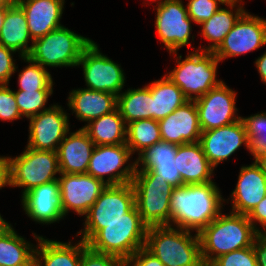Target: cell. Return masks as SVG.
Instances as JSON below:
<instances>
[{"instance_id": "1", "label": "cell", "mask_w": 266, "mask_h": 266, "mask_svg": "<svg viewBox=\"0 0 266 266\" xmlns=\"http://www.w3.org/2000/svg\"><path fill=\"white\" fill-rule=\"evenodd\" d=\"M216 182L174 188L170 199L172 226L199 233L221 212L223 202Z\"/></svg>"}, {"instance_id": "21", "label": "cell", "mask_w": 266, "mask_h": 266, "mask_svg": "<svg viewBox=\"0 0 266 266\" xmlns=\"http://www.w3.org/2000/svg\"><path fill=\"white\" fill-rule=\"evenodd\" d=\"M25 12L32 40L45 36L61 24L65 0H15Z\"/></svg>"}, {"instance_id": "38", "label": "cell", "mask_w": 266, "mask_h": 266, "mask_svg": "<svg viewBox=\"0 0 266 266\" xmlns=\"http://www.w3.org/2000/svg\"><path fill=\"white\" fill-rule=\"evenodd\" d=\"M209 266H258L253 247L238 249L216 258Z\"/></svg>"}, {"instance_id": "35", "label": "cell", "mask_w": 266, "mask_h": 266, "mask_svg": "<svg viewBox=\"0 0 266 266\" xmlns=\"http://www.w3.org/2000/svg\"><path fill=\"white\" fill-rule=\"evenodd\" d=\"M177 145L168 142H159L142 152L136 159V170H150L161 164H175L174 158Z\"/></svg>"}, {"instance_id": "4", "label": "cell", "mask_w": 266, "mask_h": 266, "mask_svg": "<svg viewBox=\"0 0 266 266\" xmlns=\"http://www.w3.org/2000/svg\"><path fill=\"white\" fill-rule=\"evenodd\" d=\"M147 229L134 205L126 217L105 224V228L100 229L86 244L96 252L111 254L126 262L145 246Z\"/></svg>"}, {"instance_id": "3", "label": "cell", "mask_w": 266, "mask_h": 266, "mask_svg": "<svg viewBox=\"0 0 266 266\" xmlns=\"http://www.w3.org/2000/svg\"><path fill=\"white\" fill-rule=\"evenodd\" d=\"M192 232L172 225L151 226L144 247L164 266H205L198 233Z\"/></svg>"}, {"instance_id": "50", "label": "cell", "mask_w": 266, "mask_h": 266, "mask_svg": "<svg viewBox=\"0 0 266 266\" xmlns=\"http://www.w3.org/2000/svg\"><path fill=\"white\" fill-rule=\"evenodd\" d=\"M15 0H0V9L9 7Z\"/></svg>"}, {"instance_id": "46", "label": "cell", "mask_w": 266, "mask_h": 266, "mask_svg": "<svg viewBox=\"0 0 266 266\" xmlns=\"http://www.w3.org/2000/svg\"><path fill=\"white\" fill-rule=\"evenodd\" d=\"M11 187V166L8 156H0V189Z\"/></svg>"}, {"instance_id": "36", "label": "cell", "mask_w": 266, "mask_h": 266, "mask_svg": "<svg viewBox=\"0 0 266 266\" xmlns=\"http://www.w3.org/2000/svg\"><path fill=\"white\" fill-rule=\"evenodd\" d=\"M52 94L53 91H14L17 107L23 118H30L48 110L51 106L46 107V103Z\"/></svg>"}, {"instance_id": "10", "label": "cell", "mask_w": 266, "mask_h": 266, "mask_svg": "<svg viewBox=\"0 0 266 266\" xmlns=\"http://www.w3.org/2000/svg\"><path fill=\"white\" fill-rule=\"evenodd\" d=\"M82 66L86 89L118 96L126 81L121 65L101 53L92 41L82 52L77 67Z\"/></svg>"}, {"instance_id": "25", "label": "cell", "mask_w": 266, "mask_h": 266, "mask_svg": "<svg viewBox=\"0 0 266 266\" xmlns=\"http://www.w3.org/2000/svg\"><path fill=\"white\" fill-rule=\"evenodd\" d=\"M36 242V266H80L82 258V239L78 243L60 242L46 239L32 232Z\"/></svg>"}, {"instance_id": "45", "label": "cell", "mask_w": 266, "mask_h": 266, "mask_svg": "<svg viewBox=\"0 0 266 266\" xmlns=\"http://www.w3.org/2000/svg\"><path fill=\"white\" fill-rule=\"evenodd\" d=\"M252 247L258 266H266V234H259Z\"/></svg>"}, {"instance_id": "31", "label": "cell", "mask_w": 266, "mask_h": 266, "mask_svg": "<svg viewBox=\"0 0 266 266\" xmlns=\"http://www.w3.org/2000/svg\"><path fill=\"white\" fill-rule=\"evenodd\" d=\"M117 109L127 124L142 119H153L152 94L146 85L125 90L117 96Z\"/></svg>"}, {"instance_id": "14", "label": "cell", "mask_w": 266, "mask_h": 266, "mask_svg": "<svg viewBox=\"0 0 266 266\" xmlns=\"http://www.w3.org/2000/svg\"><path fill=\"white\" fill-rule=\"evenodd\" d=\"M236 91L225 82L195 99L201 131L220 128L241 119L236 108Z\"/></svg>"}, {"instance_id": "15", "label": "cell", "mask_w": 266, "mask_h": 266, "mask_svg": "<svg viewBox=\"0 0 266 266\" xmlns=\"http://www.w3.org/2000/svg\"><path fill=\"white\" fill-rule=\"evenodd\" d=\"M69 113L62 105L51 104L48 110L29 119L27 147L43 151L57 152L58 146L70 131Z\"/></svg>"}, {"instance_id": "28", "label": "cell", "mask_w": 266, "mask_h": 266, "mask_svg": "<svg viewBox=\"0 0 266 266\" xmlns=\"http://www.w3.org/2000/svg\"><path fill=\"white\" fill-rule=\"evenodd\" d=\"M95 146L126 144L127 125L116 108L82 127Z\"/></svg>"}, {"instance_id": "12", "label": "cell", "mask_w": 266, "mask_h": 266, "mask_svg": "<svg viewBox=\"0 0 266 266\" xmlns=\"http://www.w3.org/2000/svg\"><path fill=\"white\" fill-rule=\"evenodd\" d=\"M156 9L155 28L160 42L171 55L185 45L191 46L192 19L182 0H159Z\"/></svg>"}, {"instance_id": "48", "label": "cell", "mask_w": 266, "mask_h": 266, "mask_svg": "<svg viewBox=\"0 0 266 266\" xmlns=\"http://www.w3.org/2000/svg\"><path fill=\"white\" fill-rule=\"evenodd\" d=\"M254 161L260 167L261 171L266 176V154L258 156Z\"/></svg>"}, {"instance_id": "23", "label": "cell", "mask_w": 266, "mask_h": 266, "mask_svg": "<svg viewBox=\"0 0 266 266\" xmlns=\"http://www.w3.org/2000/svg\"><path fill=\"white\" fill-rule=\"evenodd\" d=\"M174 163L184 185L214 182V168L205 156L200 142L178 145Z\"/></svg>"}, {"instance_id": "51", "label": "cell", "mask_w": 266, "mask_h": 266, "mask_svg": "<svg viewBox=\"0 0 266 266\" xmlns=\"http://www.w3.org/2000/svg\"><path fill=\"white\" fill-rule=\"evenodd\" d=\"M5 14H6V8H1L0 9V30L3 26Z\"/></svg>"}, {"instance_id": "16", "label": "cell", "mask_w": 266, "mask_h": 266, "mask_svg": "<svg viewBox=\"0 0 266 266\" xmlns=\"http://www.w3.org/2000/svg\"><path fill=\"white\" fill-rule=\"evenodd\" d=\"M58 183L64 217L68 215L70 210H73L79 216L86 215L107 186L101 180L87 173H60Z\"/></svg>"}, {"instance_id": "52", "label": "cell", "mask_w": 266, "mask_h": 266, "mask_svg": "<svg viewBox=\"0 0 266 266\" xmlns=\"http://www.w3.org/2000/svg\"><path fill=\"white\" fill-rule=\"evenodd\" d=\"M223 1H225L226 3L228 2H236V1H243V0H223Z\"/></svg>"}, {"instance_id": "42", "label": "cell", "mask_w": 266, "mask_h": 266, "mask_svg": "<svg viewBox=\"0 0 266 266\" xmlns=\"http://www.w3.org/2000/svg\"><path fill=\"white\" fill-rule=\"evenodd\" d=\"M125 266H164V264L142 247L125 262Z\"/></svg>"}, {"instance_id": "26", "label": "cell", "mask_w": 266, "mask_h": 266, "mask_svg": "<svg viewBox=\"0 0 266 266\" xmlns=\"http://www.w3.org/2000/svg\"><path fill=\"white\" fill-rule=\"evenodd\" d=\"M31 41V45L29 42ZM33 40L28 31L25 12L14 1L6 7L3 26L0 30V45L19 53V57L28 56L32 49Z\"/></svg>"}, {"instance_id": "19", "label": "cell", "mask_w": 266, "mask_h": 266, "mask_svg": "<svg viewBox=\"0 0 266 266\" xmlns=\"http://www.w3.org/2000/svg\"><path fill=\"white\" fill-rule=\"evenodd\" d=\"M163 142L181 145L199 142L202 134L194 100H188L166 118L158 121Z\"/></svg>"}, {"instance_id": "17", "label": "cell", "mask_w": 266, "mask_h": 266, "mask_svg": "<svg viewBox=\"0 0 266 266\" xmlns=\"http://www.w3.org/2000/svg\"><path fill=\"white\" fill-rule=\"evenodd\" d=\"M199 142L214 169L224 160H229L242 145L249 151V139L241 119L220 128L203 131Z\"/></svg>"}, {"instance_id": "33", "label": "cell", "mask_w": 266, "mask_h": 266, "mask_svg": "<svg viewBox=\"0 0 266 266\" xmlns=\"http://www.w3.org/2000/svg\"><path fill=\"white\" fill-rule=\"evenodd\" d=\"M24 62L29 63L18 74V90L53 91V78L47 68L31 60L27 56L20 57Z\"/></svg>"}, {"instance_id": "37", "label": "cell", "mask_w": 266, "mask_h": 266, "mask_svg": "<svg viewBox=\"0 0 266 266\" xmlns=\"http://www.w3.org/2000/svg\"><path fill=\"white\" fill-rule=\"evenodd\" d=\"M226 2L223 0H188V16L198 25L210 19Z\"/></svg>"}, {"instance_id": "24", "label": "cell", "mask_w": 266, "mask_h": 266, "mask_svg": "<svg viewBox=\"0 0 266 266\" xmlns=\"http://www.w3.org/2000/svg\"><path fill=\"white\" fill-rule=\"evenodd\" d=\"M67 106L75 113L76 119L87 124L117 108V96L109 92L72 89L68 95Z\"/></svg>"}, {"instance_id": "5", "label": "cell", "mask_w": 266, "mask_h": 266, "mask_svg": "<svg viewBox=\"0 0 266 266\" xmlns=\"http://www.w3.org/2000/svg\"><path fill=\"white\" fill-rule=\"evenodd\" d=\"M176 66L172 71L165 74L181 90L188 100H195L218 86L223 80L217 78L219 60L213 52L193 50L185 59L182 55L177 56Z\"/></svg>"}, {"instance_id": "40", "label": "cell", "mask_w": 266, "mask_h": 266, "mask_svg": "<svg viewBox=\"0 0 266 266\" xmlns=\"http://www.w3.org/2000/svg\"><path fill=\"white\" fill-rule=\"evenodd\" d=\"M80 266H125V261L111 254L96 252L90 249L82 240V258Z\"/></svg>"}, {"instance_id": "6", "label": "cell", "mask_w": 266, "mask_h": 266, "mask_svg": "<svg viewBox=\"0 0 266 266\" xmlns=\"http://www.w3.org/2000/svg\"><path fill=\"white\" fill-rule=\"evenodd\" d=\"M131 183L142 221L148 227L172 225L170 199L174 187L153 170H135Z\"/></svg>"}, {"instance_id": "43", "label": "cell", "mask_w": 266, "mask_h": 266, "mask_svg": "<svg viewBox=\"0 0 266 266\" xmlns=\"http://www.w3.org/2000/svg\"><path fill=\"white\" fill-rule=\"evenodd\" d=\"M150 170H153L155 173L159 174L174 188L184 186L181 175L175 164H161L160 166H153Z\"/></svg>"}, {"instance_id": "9", "label": "cell", "mask_w": 266, "mask_h": 266, "mask_svg": "<svg viewBox=\"0 0 266 266\" xmlns=\"http://www.w3.org/2000/svg\"><path fill=\"white\" fill-rule=\"evenodd\" d=\"M11 187H22L21 197L39 185L58 180L60 175L58 155L55 151H43L25 147L15 157H10Z\"/></svg>"}, {"instance_id": "39", "label": "cell", "mask_w": 266, "mask_h": 266, "mask_svg": "<svg viewBox=\"0 0 266 266\" xmlns=\"http://www.w3.org/2000/svg\"><path fill=\"white\" fill-rule=\"evenodd\" d=\"M23 118L17 107L14 91L9 84L0 85V120L14 121Z\"/></svg>"}, {"instance_id": "30", "label": "cell", "mask_w": 266, "mask_h": 266, "mask_svg": "<svg viewBox=\"0 0 266 266\" xmlns=\"http://www.w3.org/2000/svg\"><path fill=\"white\" fill-rule=\"evenodd\" d=\"M35 249L12 226L0 236V266H35Z\"/></svg>"}, {"instance_id": "22", "label": "cell", "mask_w": 266, "mask_h": 266, "mask_svg": "<svg viewBox=\"0 0 266 266\" xmlns=\"http://www.w3.org/2000/svg\"><path fill=\"white\" fill-rule=\"evenodd\" d=\"M95 144L81 127L68 132L57 149L60 173L85 174Z\"/></svg>"}, {"instance_id": "41", "label": "cell", "mask_w": 266, "mask_h": 266, "mask_svg": "<svg viewBox=\"0 0 266 266\" xmlns=\"http://www.w3.org/2000/svg\"><path fill=\"white\" fill-rule=\"evenodd\" d=\"M16 52L12 49L0 45V85L9 84L12 74H14L18 66L15 64L13 56Z\"/></svg>"}, {"instance_id": "2", "label": "cell", "mask_w": 266, "mask_h": 266, "mask_svg": "<svg viewBox=\"0 0 266 266\" xmlns=\"http://www.w3.org/2000/svg\"><path fill=\"white\" fill-rule=\"evenodd\" d=\"M258 235L247 215L221 212L198 233L203 264L209 266L223 254L253 246Z\"/></svg>"}, {"instance_id": "13", "label": "cell", "mask_w": 266, "mask_h": 266, "mask_svg": "<svg viewBox=\"0 0 266 266\" xmlns=\"http://www.w3.org/2000/svg\"><path fill=\"white\" fill-rule=\"evenodd\" d=\"M266 44V18L246 11L213 52L221 62L226 58L241 56Z\"/></svg>"}, {"instance_id": "34", "label": "cell", "mask_w": 266, "mask_h": 266, "mask_svg": "<svg viewBox=\"0 0 266 266\" xmlns=\"http://www.w3.org/2000/svg\"><path fill=\"white\" fill-rule=\"evenodd\" d=\"M249 139V153L254 160L266 154V112L241 117Z\"/></svg>"}, {"instance_id": "53", "label": "cell", "mask_w": 266, "mask_h": 266, "mask_svg": "<svg viewBox=\"0 0 266 266\" xmlns=\"http://www.w3.org/2000/svg\"><path fill=\"white\" fill-rule=\"evenodd\" d=\"M146 1H147L148 3H149V1H152V2L154 1V2H157V3L159 2L158 0H149V1L146 0Z\"/></svg>"}, {"instance_id": "49", "label": "cell", "mask_w": 266, "mask_h": 266, "mask_svg": "<svg viewBox=\"0 0 266 266\" xmlns=\"http://www.w3.org/2000/svg\"><path fill=\"white\" fill-rule=\"evenodd\" d=\"M0 214V236H2L5 232H7L12 225L8 223L5 219L2 218Z\"/></svg>"}, {"instance_id": "7", "label": "cell", "mask_w": 266, "mask_h": 266, "mask_svg": "<svg viewBox=\"0 0 266 266\" xmlns=\"http://www.w3.org/2000/svg\"><path fill=\"white\" fill-rule=\"evenodd\" d=\"M62 26L33 40L28 58L42 67H77L83 50L92 42Z\"/></svg>"}, {"instance_id": "47", "label": "cell", "mask_w": 266, "mask_h": 266, "mask_svg": "<svg viewBox=\"0 0 266 266\" xmlns=\"http://www.w3.org/2000/svg\"><path fill=\"white\" fill-rule=\"evenodd\" d=\"M255 66L260 75V80L266 84V52L255 60Z\"/></svg>"}, {"instance_id": "27", "label": "cell", "mask_w": 266, "mask_h": 266, "mask_svg": "<svg viewBox=\"0 0 266 266\" xmlns=\"http://www.w3.org/2000/svg\"><path fill=\"white\" fill-rule=\"evenodd\" d=\"M242 2L243 1L225 3L224 6L227 8L221 7L210 19L200 24L202 27L200 32L201 36L211 43L204 47L200 45L197 50L214 52L220 46L225 36L246 12L244 9L245 7L241 5Z\"/></svg>"}, {"instance_id": "20", "label": "cell", "mask_w": 266, "mask_h": 266, "mask_svg": "<svg viewBox=\"0 0 266 266\" xmlns=\"http://www.w3.org/2000/svg\"><path fill=\"white\" fill-rule=\"evenodd\" d=\"M266 196V176L255 161L240 168L238 181L232 191L230 212L248 215Z\"/></svg>"}, {"instance_id": "18", "label": "cell", "mask_w": 266, "mask_h": 266, "mask_svg": "<svg viewBox=\"0 0 266 266\" xmlns=\"http://www.w3.org/2000/svg\"><path fill=\"white\" fill-rule=\"evenodd\" d=\"M21 198L25 214L38 224L50 225L64 219L58 180L39 185Z\"/></svg>"}, {"instance_id": "32", "label": "cell", "mask_w": 266, "mask_h": 266, "mask_svg": "<svg viewBox=\"0 0 266 266\" xmlns=\"http://www.w3.org/2000/svg\"><path fill=\"white\" fill-rule=\"evenodd\" d=\"M162 141L159 122L154 119L136 120L127 124L126 145L138 156L147 148Z\"/></svg>"}, {"instance_id": "11", "label": "cell", "mask_w": 266, "mask_h": 266, "mask_svg": "<svg viewBox=\"0 0 266 266\" xmlns=\"http://www.w3.org/2000/svg\"><path fill=\"white\" fill-rule=\"evenodd\" d=\"M131 157L132 153L126 144L95 146L87 174L101 180L106 185L132 182L136 161L133 160L132 163Z\"/></svg>"}, {"instance_id": "29", "label": "cell", "mask_w": 266, "mask_h": 266, "mask_svg": "<svg viewBox=\"0 0 266 266\" xmlns=\"http://www.w3.org/2000/svg\"><path fill=\"white\" fill-rule=\"evenodd\" d=\"M147 84L152 94L153 119L161 120L182 106L188 99L166 75Z\"/></svg>"}, {"instance_id": "44", "label": "cell", "mask_w": 266, "mask_h": 266, "mask_svg": "<svg viewBox=\"0 0 266 266\" xmlns=\"http://www.w3.org/2000/svg\"><path fill=\"white\" fill-rule=\"evenodd\" d=\"M259 234H266V196L263 200L247 215ZM257 223L259 225L257 226ZM261 226V229L260 227Z\"/></svg>"}, {"instance_id": "8", "label": "cell", "mask_w": 266, "mask_h": 266, "mask_svg": "<svg viewBox=\"0 0 266 266\" xmlns=\"http://www.w3.org/2000/svg\"><path fill=\"white\" fill-rule=\"evenodd\" d=\"M135 205V193L132 183L120 185H107L98 199L84 216V228L80 235L87 243L105 224L115 222L126 217V213Z\"/></svg>"}]
</instances>
